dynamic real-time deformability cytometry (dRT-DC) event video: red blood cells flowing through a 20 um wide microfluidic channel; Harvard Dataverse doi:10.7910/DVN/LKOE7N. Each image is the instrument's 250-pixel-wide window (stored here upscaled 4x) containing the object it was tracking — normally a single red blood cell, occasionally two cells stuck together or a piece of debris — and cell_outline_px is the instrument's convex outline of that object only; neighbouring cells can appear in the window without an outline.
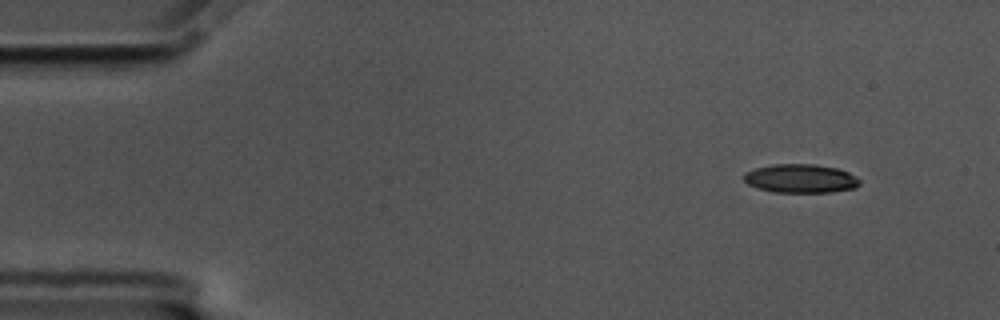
{"species": "common noctule bat (a hibernating species)", "species_latin": "Nyctalus noctula", "temperature_condition": "cold", "stored_images_in_passage": 54, "camera_frame_rate_fps": 3000, "um_per_image_px": 0.085, "animal": {"sex": "male", "body_mass_g": 17.5, "forearm_length_mm": 52.3}, "frame": {"image": 1, "passage_image": 2, "time_ms": 0.333, "image_size_px": [1000, 320], "cell_outline_px": [[860, 184], [856, 188], [832, 192], [772, 192], [756, 188], [748, 184], [744, 180], [744, 172], [756, 168], [772, 164], [812, 164], [840, 168], [856, 176], [860, 180]], "centroid_in_image_um": [68.07, 15.17], "position_along_channel_um": 16.9, "area_um2": 19.59}}
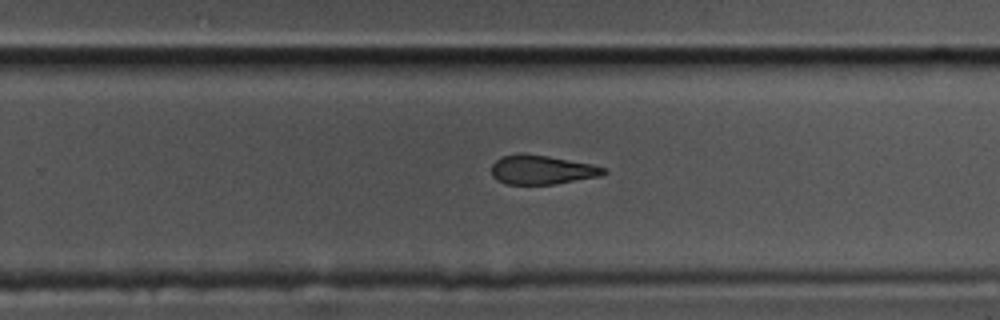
{"frame": {"image": 2, "passage_image": 33, "time_ms": 10.667, "image_size_px": [1000, 320], "cell_outline_px": [[608, 172], [600, 176], [556, 184], [504, 184], [496, 180], [492, 176], [492, 164], [496, 160], [504, 156], [520, 152], [548, 156], [592, 164], [608, 168]], "centroid_in_image_um": [46.07, 14.43], "position_along_channel_um": 283.7, "area_um2": 19.25}}
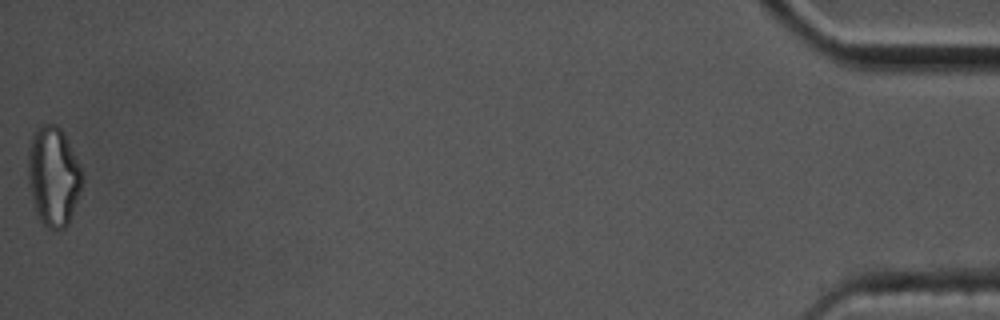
{"frame": {"image": 3, "passage_image": 54, "time_ms": 17.667, "image_size_px": [1000, 320], "cell_outline_px": [[84, 180], [80, 192], [68, 224], [64, 228], [48, 228], [40, 220], [36, 212], [28, 184], [28, 148], [32, 136], [36, 128], [40, 124], [56, 124], [64, 132], [68, 140], [84, 176]], "centroid_in_image_um": [4.53, 14.95], "position_along_channel_um": 430.7, "area_um2": 31.44}, "authors_computed_cell_mechanics": {"area_um2": 21.0392, "velocity_mm_per_s": 3.4987, "shape_relaxation_time_tau1_ms": null, "shape_relaxation_time_tau2_ms": 6.2787, "deformation_change_tau1": null, "deformation_change_tau2": 0.1669}}